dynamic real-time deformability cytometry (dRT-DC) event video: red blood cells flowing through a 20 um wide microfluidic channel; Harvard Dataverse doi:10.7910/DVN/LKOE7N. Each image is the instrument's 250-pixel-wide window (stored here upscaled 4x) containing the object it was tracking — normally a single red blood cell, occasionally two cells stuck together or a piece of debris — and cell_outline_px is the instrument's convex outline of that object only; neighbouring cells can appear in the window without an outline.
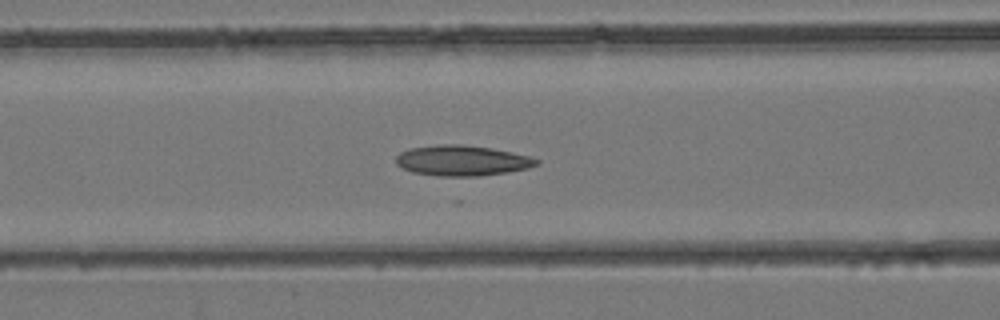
{"species": "common noctule bat (a hibernating species)", "species_latin": "Nyctalus noctula", "temperature_condition": "room temperature", "stored_images_in_passage": 14, "camera_frame_rate_fps": 3000, "um_per_image_px": 0.085, "animal": {"sex": "female", "body_mass_g": 24.6, "forearm_length_mm": 56.2}, "frame": {"image": 1, "passage_image": 8, "time_ms": 2.333, "image_size_px": [1000, 320], "cell_outline_px": [[540, 164], [528, 168], [480, 176], [436, 176], [412, 172], [396, 164], [396, 156], [400, 152], [408, 148], [436, 144], [460, 144], [492, 148], [532, 156], [540, 160]], "centroid_in_image_um": [39.28, 13.64], "position_along_channel_um": 127.3, "area_um2": 25.14}}
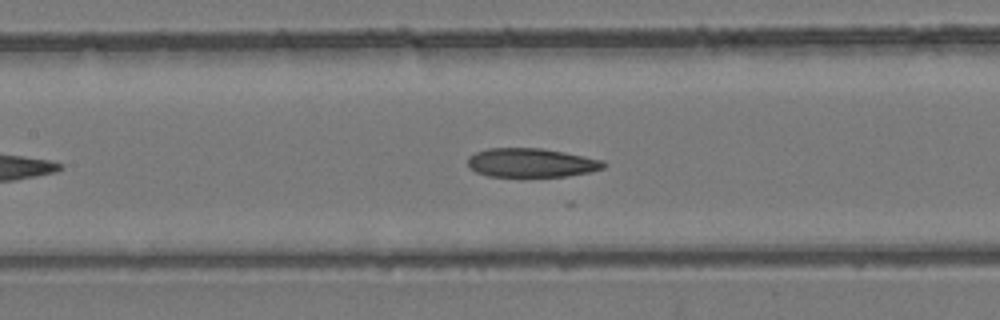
{"frame": {"image": 2, "passage_image": 10, "time_ms": 3.0, "image_size_px": [1000, 320], "cell_outline_px": [[608, 164], [604, 168], [592, 172], [568, 176], [488, 176], [476, 172], [468, 168], [468, 156], [476, 152], [488, 148], [540, 148], [564, 152], [604, 160]], "centroid_in_image_um": [45.18, 13.83], "position_along_channel_um": 162.2, "area_um2": 23.06}}
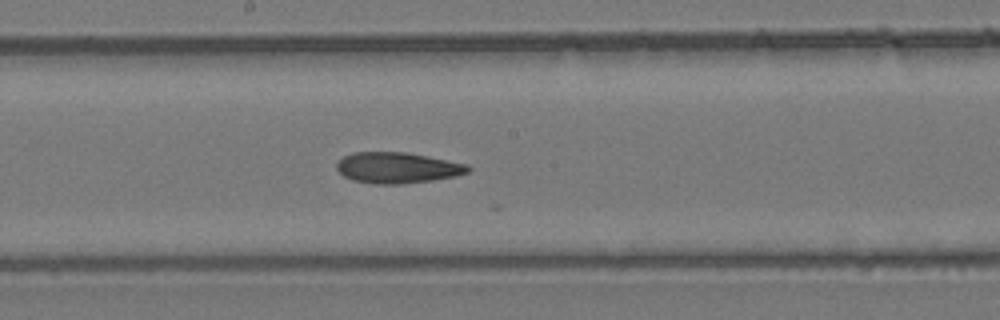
{"frame": {"image": 3, "passage_image": 13, "time_ms": 4.0, "image_size_px": [1000, 320], "cell_outline_px": [[472, 168], [468, 172], [456, 176], [432, 180], [400, 184], [376, 184], [352, 180], [344, 176], [336, 168], [336, 164], [344, 156], [352, 152], [404, 152], [468, 164]], "centroid_in_image_um": [33.77, 14.26], "position_along_channel_um": 214.4, "area_um2": 23.52}}